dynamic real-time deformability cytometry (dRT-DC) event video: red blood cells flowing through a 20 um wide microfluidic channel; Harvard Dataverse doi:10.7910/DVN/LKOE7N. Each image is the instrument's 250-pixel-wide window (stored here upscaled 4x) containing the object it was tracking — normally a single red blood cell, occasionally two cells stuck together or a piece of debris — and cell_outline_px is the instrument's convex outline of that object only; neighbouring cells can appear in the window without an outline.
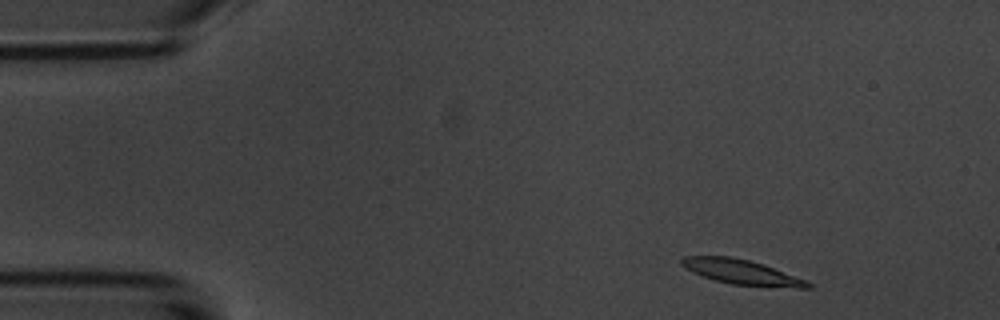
{"species": "common noctule bat (a hibernating species)", "species_latin": "Nyctalus noctula", "temperature_condition": "room temperature", "stored_images_in_passage": 5, "camera_frame_rate_fps": 3000, "um_per_image_px": 0.085, "animal": {"sex": "male", "body_mass_g": 20.1, "forearm_length_mm": 53.5}, "frame": {"image": 1, "passage_image": 1, "time_ms": 0.0, "image_size_px": [1000, 320], "cell_outline_px": [[812, 288], [800, 288], [732, 284], [716, 280], [692, 272], [680, 264], [680, 260], [684, 256], [732, 256], [764, 264], [808, 280], [812, 284]], "centroid_in_image_um": [63.08, 23.11], "position_along_channel_um": 21.9, "area_um2": 18.21}}
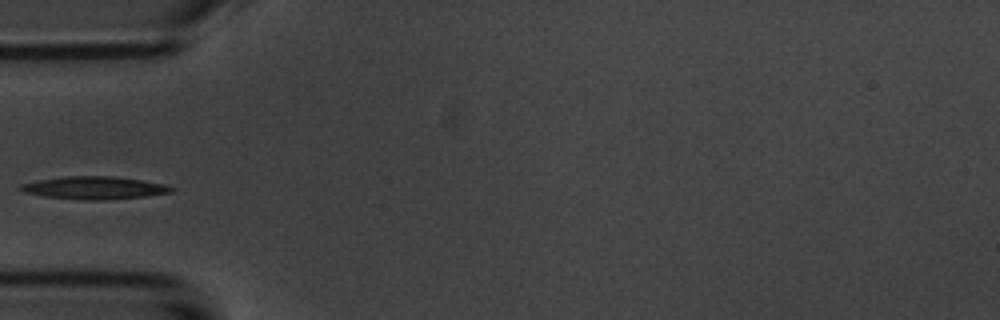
{"frame": {"image": 2, "passage_image": 4, "time_ms": 3.667, "image_size_px": [1000, 320], "cell_outline_px": [[176, 192], [144, 196], [104, 200], [80, 200], [44, 196], [24, 192], [20, 188], [20, 184], [60, 176], [112, 176], [140, 180], [164, 184], [176, 188]], "centroid_in_image_um": [8.05, 15.97], "position_along_channel_um": 77.0, "area_um2": 19.94}}
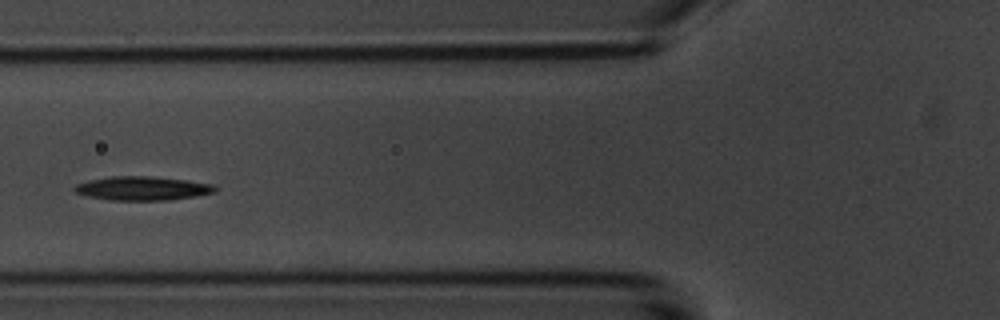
{"frame": {"image": 3, "passage_image": 5, "time_ms": 4.667, "image_size_px": [1000, 320], "cell_outline_px": [[216, 192], [196, 196], [172, 200], [112, 200], [88, 196], [76, 192], [72, 188], [76, 184], [88, 180], [112, 176], [152, 176], [188, 180], [216, 184]], "centroid_in_image_um": [12.15, 16.0], "position_along_channel_um": 113.6, "area_um2": 19.71}}